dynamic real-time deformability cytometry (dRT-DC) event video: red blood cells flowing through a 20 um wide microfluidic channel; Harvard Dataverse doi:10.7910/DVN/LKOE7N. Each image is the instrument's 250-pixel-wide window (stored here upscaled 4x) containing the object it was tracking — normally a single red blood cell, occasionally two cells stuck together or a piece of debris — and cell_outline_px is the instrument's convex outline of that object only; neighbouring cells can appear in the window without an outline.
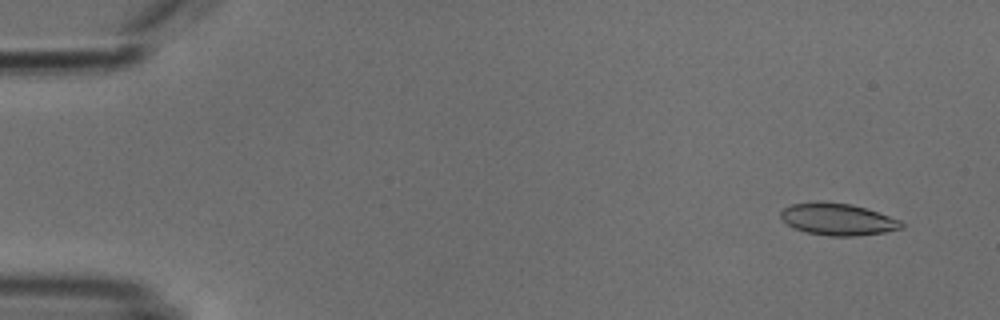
{"species": "common noctule bat (a hibernating species)", "species_latin": "Nyctalus noctula", "temperature_condition": "cold", "stored_images_in_passage": 6, "camera_frame_rate_fps": 3000, "um_per_image_px": 0.085, "animal": {"sex": "male", "body_mass_g": 18.8}, "frame": {"image": 1, "passage_image": 1, "time_ms": 0.0, "image_size_px": [1000, 320], "cell_outline_px": [[904, 228], [884, 232], [856, 236], [832, 236], [804, 232], [792, 228], [780, 216], [780, 212], [784, 208], [792, 204], [824, 200], [852, 204], [900, 220], [904, 224]], "centroid_in_image_um": [71.18, 18.63], "position_along_channel_um": 13.8, "area_um2": 22.54}}
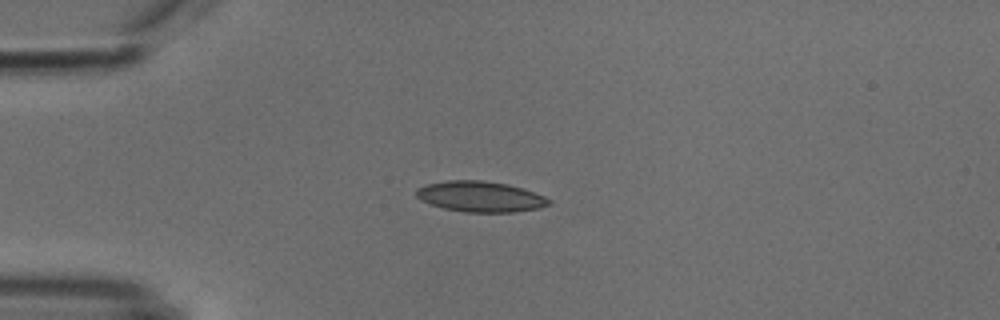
{"frame": {"image": 2, "passage_image": 4, "time_ms": 3.333, "image_size_px": [1000, 320], "cell_outline_px": [[552, 204], [540, 208], [512, 212], [464, 212], [444, 208], [420, 200], [416, 196], [416, 188], [428, 184], [448, 180], [480, 180], [508, 184], [524, 188], [544, 196], [552, 200]], "centroid_in_image_um": [40.86, 16.71], "position_along_channel_um": 44.1, "area_um2": 23.76}}
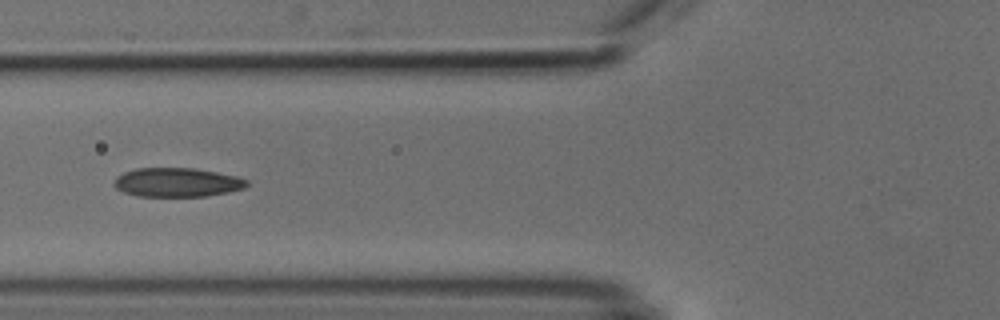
{"frame": {"image": 3, "passage_image": 6, "time_ms": 5.667, "image_size_px": [1000, 320], "cell_outline_px": [[248, 184], [244, 188], [228, 192], [204, 196], [136, 196], [124, 192], [116, 188], [112, 184], [116, 176], [124, 172], [136, 168], [196, 168], [236, 176], [248, 180]], "centroid_in_image_um": [15.02, 15.49], "position_along_channel_um": 110.8, "area_um2": 22.48}}